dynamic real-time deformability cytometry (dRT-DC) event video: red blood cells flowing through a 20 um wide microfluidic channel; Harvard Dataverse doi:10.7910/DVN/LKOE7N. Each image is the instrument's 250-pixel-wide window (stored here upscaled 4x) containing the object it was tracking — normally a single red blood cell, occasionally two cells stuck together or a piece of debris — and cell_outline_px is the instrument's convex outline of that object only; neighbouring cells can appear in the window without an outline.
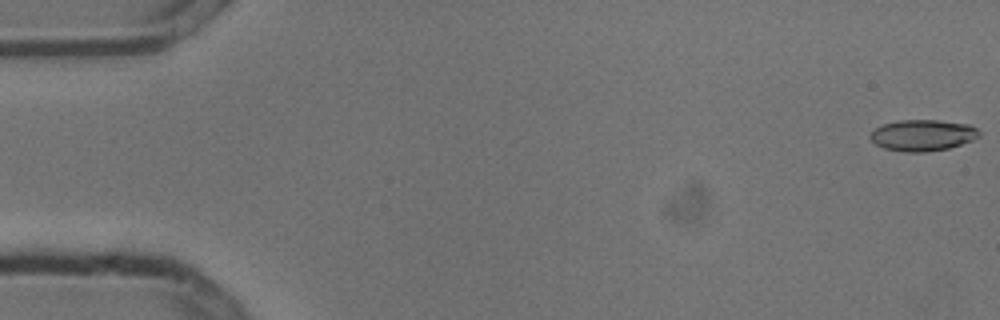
{"species": "common noctule bat (a hibernating species)", "species_latin": "Nyctalus noctula", "temperature_condition": "cold", "stored_images_in_passage": 6, "camera_frame_rate_fps": 3000, "um_per_image_px": 0.085, "animal": {"sex": "male", "body_mass_g": 13.3}, "frame": {"image": 1, "passage_image": 1, "time_ms": 0.0, "image_size_px": [1000, 320], "cell_outline_px": [[980, 136], [972, 140], [948, 148], [928, 152], [904, 152], [884, 148], [876, 144], [868, 136], [876, 128], [884, 124], [900, 120], [936, 120], [968, 124], [976, 128], [980, 132]], "centroid_in_image_um": [78.43, 11.5], "position_along_channel_um": 6.6, "area_um2": 19.71}}